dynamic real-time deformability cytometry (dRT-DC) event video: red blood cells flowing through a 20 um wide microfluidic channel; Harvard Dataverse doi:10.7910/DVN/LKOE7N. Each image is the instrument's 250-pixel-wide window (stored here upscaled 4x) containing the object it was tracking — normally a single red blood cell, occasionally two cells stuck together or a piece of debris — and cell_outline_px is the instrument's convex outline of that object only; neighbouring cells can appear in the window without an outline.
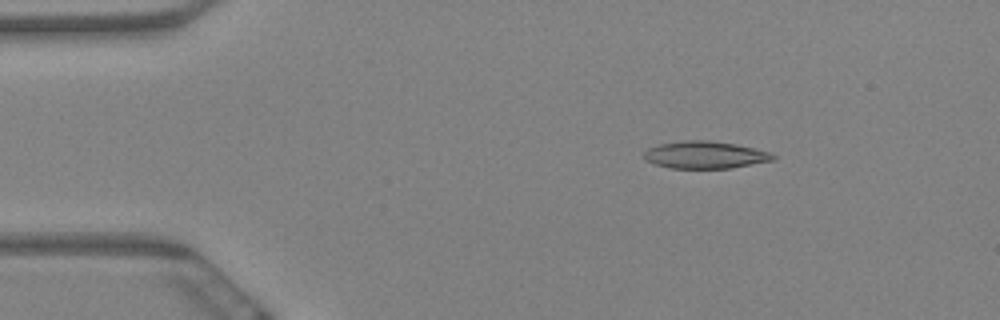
{"species": "Egyptian fruit bat (a non-hibernating species)", "species_latin": "Rousettus aegyptiacus", "temperature_condition": "warm", "stored_images_in_passage": 11, "camera_frame_rate_fps": 3000, "um_per_image_px": 0.085, "animal": {"sex": "female"}, "frame": {"image": 1, "passage_image": 2, "time_ms": 0.333, "image_size_px": [1000, 320], "cell_outline_px": [[776, 156], [772, 160], [732, 168], [672, 168], [656, 164], [644, 160], [644, 152], [648, 148], [660, 144], [688, 140], [708, 140], [736, 144], [772, 152]], "centroid_in_image_um": [59.94, 13.16], "position_along_channel_um": 25.1, "area_um2": 20.4}}
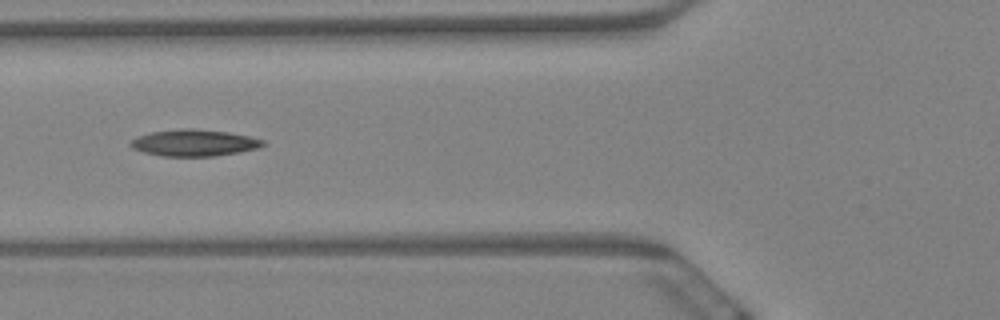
{"frame": {"image": 2, "passage_image": 6, "time_ms": 1.667, "image_size_px": [1000, 320], "cell_outline_px": [[264, 144], [260, 148], [240, 152], [212, 156], [160, 156], [144, 152], [132, 148], [128, 144], [132, 140], [140, 136], [152, 132], [180, 128], [192, 128], [228, 132], [248, 136], [264, 140]], "centroid_in_image_um": [16.51, 12.14], "position_along_channel_um": 109.3, "area_um2": 20.46}}
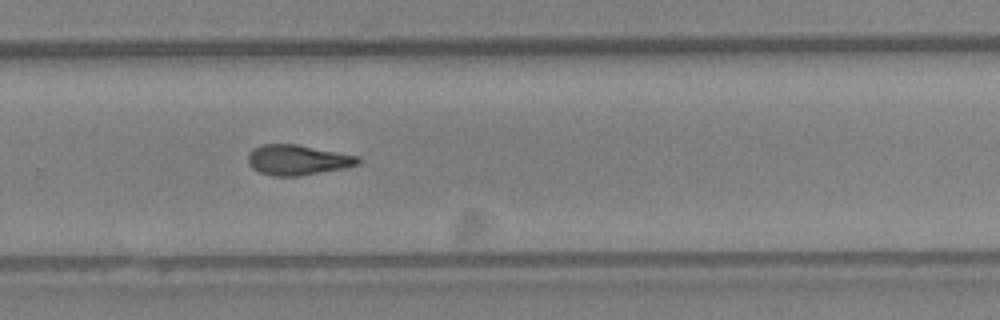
{"frame": {"image": 3, "passage_image": 11, "time_ms": 3.333, "image_size_px": [1000, 320], "cell_outline_px": [[360, 164], [344, 168], [300, 176], [272, 176], [260, 172], [252, 168], [248, 164], [248, 152], [252, 148], [260, 144], [296, 144], [360, 156]], "centroid_in_image_um": [25.28, 13.59], "position_along_channel_um": 304.5, "area_um2": 19.59}}